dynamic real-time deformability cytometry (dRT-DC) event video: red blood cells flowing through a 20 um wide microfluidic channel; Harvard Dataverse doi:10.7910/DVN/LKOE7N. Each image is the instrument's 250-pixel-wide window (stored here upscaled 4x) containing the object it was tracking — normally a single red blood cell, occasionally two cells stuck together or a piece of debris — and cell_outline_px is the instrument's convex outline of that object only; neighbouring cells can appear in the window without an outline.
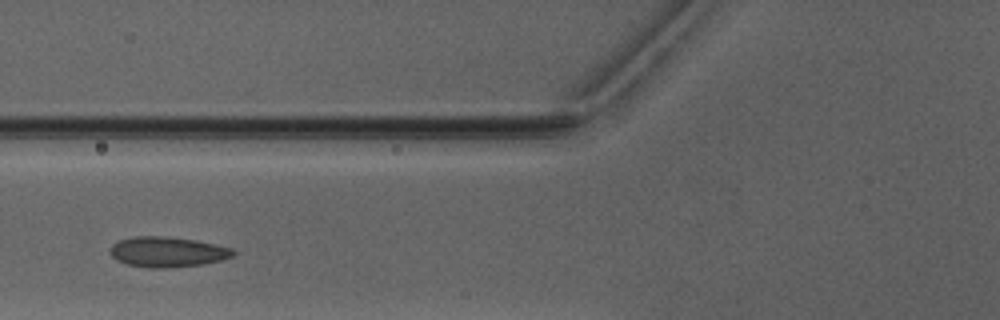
{"species": "Egyptian fruit bat (a non-hibernating species)", "species_latin": "Rousettus aegyptiacus", "temperature_condition": "warm", "stored_images_in_passage": 3, "camera_frame_rate_fps": 3000, "um_per_image_px": 0.085, "animal": {"sex": "male"}, "frame": {"image": 1, "passage_image": 3, "time_ms": 2.333, "image_size_px": [1000, 320], "cell_outline_px": [[236, 252], [232, 256], [224, 260], [204, 264], [164, 268], [152, 268], [128, 264], [116, 260], [108, 252], [108, 248], [112, 244], [120, 240], [136, 236], [164, 236], [196, 240], [216, 244], [232, 248]], "centroid_in_image_um": [14.23, 21.41], "position_along_channel_um": 111.6, "area_um2": 21.85}}